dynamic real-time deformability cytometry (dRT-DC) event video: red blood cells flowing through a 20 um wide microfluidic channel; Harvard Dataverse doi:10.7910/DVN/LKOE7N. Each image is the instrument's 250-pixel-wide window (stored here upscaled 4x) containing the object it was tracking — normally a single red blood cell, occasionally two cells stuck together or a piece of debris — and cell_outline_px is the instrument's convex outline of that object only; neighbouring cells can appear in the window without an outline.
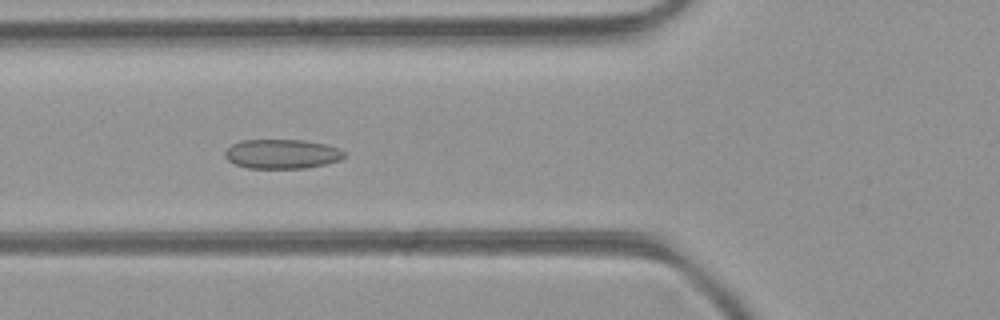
{"species": "common noctule bat (a hibernating species)", "species_latin": "Nyctalus noctula", "temperature_condition": "room temperature", "stored_images_in_passage": 38, "camera_frame_rate_fps": 3000, "um_per_image_px": 0.085, "animal": {"sex": "female", "body_mass_g": 21.9}, "frame": {"image": 1, "passage_image": 7, "time_ms": 2.0, "image_size_px": [1000, 320], "cell_outline_px": [[344, 156], [340, 160], [324, 164], [304, 168], [248, 168], [236, 164], [228, 160], [224, 156], [224, 152], [232, 144], [240, 140], [304, 140], [328, 144], [340, 148], [344, 152]], "centroid_in_image_um": [23.97, 13.07], "position_along_channel_um": 101.8, "area_um2": 20.46}}
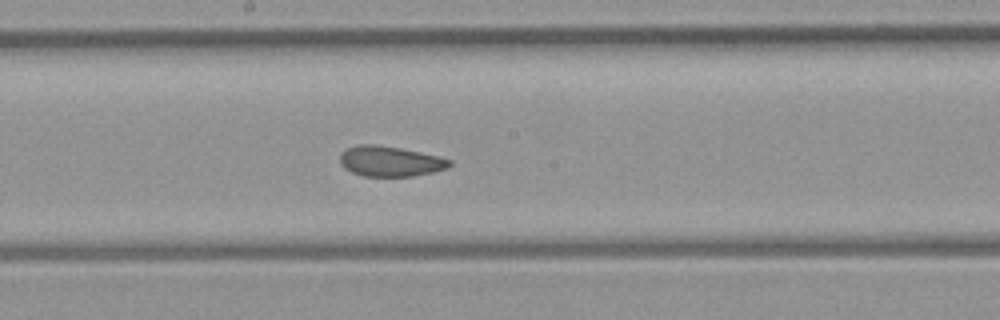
{"frame": {"image": 2, "passage_image": 15, "time_ms": 4.667, "image_size_px": [1000, 320], "cell_outline_px": [[452, 164], [448, 168], [432, 172], [412, 176], [364, 176], [352, 172], [344, 168], [340, 164], [340, 152], [344, 148], [356, 144], [376, 144], [400, 148], [420, 152], [452, 160]], "centroid_in_image_um": [33.11, 13.69], "position_along_channel_um": 215.1, "area_um2": 19.48}}
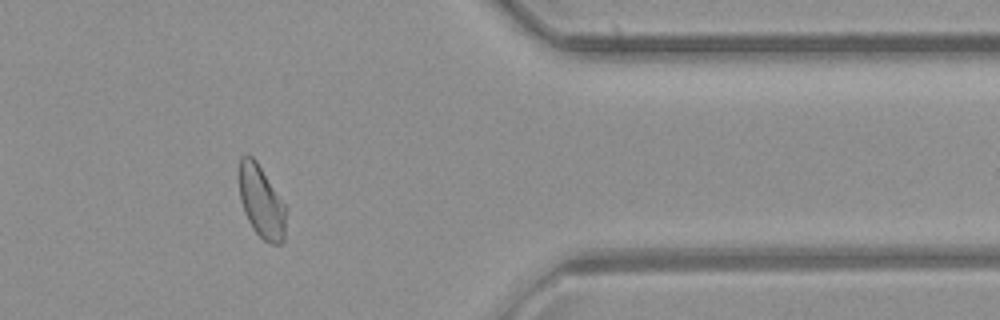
{"frame": {"image": 3, "passage_image": 29, "time_ms": 9.333, "image_size_px": [1000, 320], "cell_outline_px": [[288, 208], [284, 240], [280, 244], [272, 244], [264, 240], [252, 228], [244, 212], [240, 200], [240, 156], [252, 156], [256, 160]], "centroid_in_image_um": [22.26, 17.19], "position_along_channel_um": 389.1, "area_um2": 19.88}, "authors_computed_cell_mechanics": {"area_um2": 20.1433, "velocity_mm_per_s": 4.225, "shape_relaxation_time_tau1_ms": null, "shape_relaxation_time_tau2_ms": 1.4816, "deformation_change_tau1": null, "deformation_change_tau2": 0.0758}}